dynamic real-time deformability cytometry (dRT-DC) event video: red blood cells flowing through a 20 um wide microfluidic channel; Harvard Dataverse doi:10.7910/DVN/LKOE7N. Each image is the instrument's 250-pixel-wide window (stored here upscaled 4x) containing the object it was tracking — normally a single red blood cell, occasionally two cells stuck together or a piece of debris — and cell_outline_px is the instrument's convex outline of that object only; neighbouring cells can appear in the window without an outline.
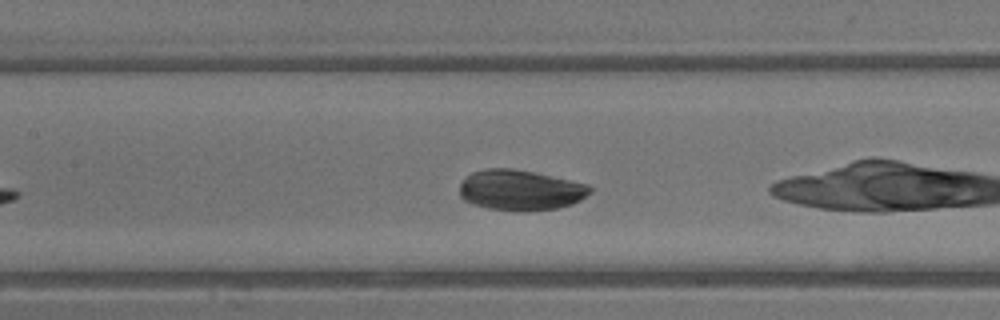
{"species": "common noctule bat (a hibernating species)", "species_latin": "Nyctalus noctula", "temperature_condition": "warm", "stored_images_in_passage": 27, "camera_frame_rate_fps": 3000, "um_per_image_px": 0.085, "animal": {"sex": "male", "body_mass_g": 13.3}, "frame": {"image": 1, "passage_image": 11, "time_ms": 3.333, "image_size_px": [1000, 320], "cell_outline_px": [[592, 192], [580, 200], [572, 204], [556, 208], [488, 208], [472, 204], [464, 200], [460, 196], [460, 184], [472, 172], [484, 168], [512, 168], [532, 172], [588, 184], [592, 188]], "centroid_in_image_um": [44.22, 16.11], "position_along_channel_um": 163.2, "area_um2": 29.77}}